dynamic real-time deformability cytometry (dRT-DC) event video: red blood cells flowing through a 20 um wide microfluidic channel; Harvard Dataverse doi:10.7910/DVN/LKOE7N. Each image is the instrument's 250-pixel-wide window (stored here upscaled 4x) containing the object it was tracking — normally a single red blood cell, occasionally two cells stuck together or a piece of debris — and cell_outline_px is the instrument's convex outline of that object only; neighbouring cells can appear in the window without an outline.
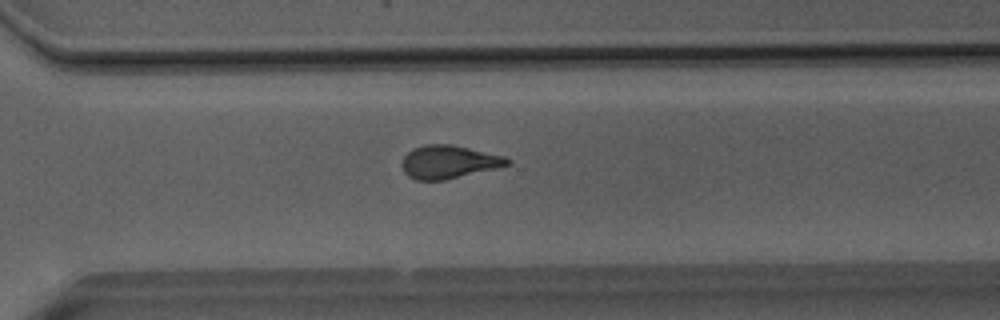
{"species": "Egyptian fruit bat (a non-hibernating species)", "species_latin": "Rousettus aegyptiacus", "temperature_condition": "room temperature", "stored_images_in_passage": 50, "camera_frame_rate_fps": 3000, "um_per_image_px": 0.085, "animal": {"sex": "male"}, "frame": {"image": 1, "passage_image": 36, "time_ms": 11.667, "image_size_px": [1000, 320], "cell_outline_px": [[512, 160], [508, 164], [496, 168], [444, 180], [416, 180], [408, 176], [404, 172], [400, 164], [404, 156], [412, 148], [424, 144], [452, 144], [504, 156]], "centroid_in_image_um": [38.09, 13.75], "position_along_channel_um": 332.5, "area_um2": 20.35}}
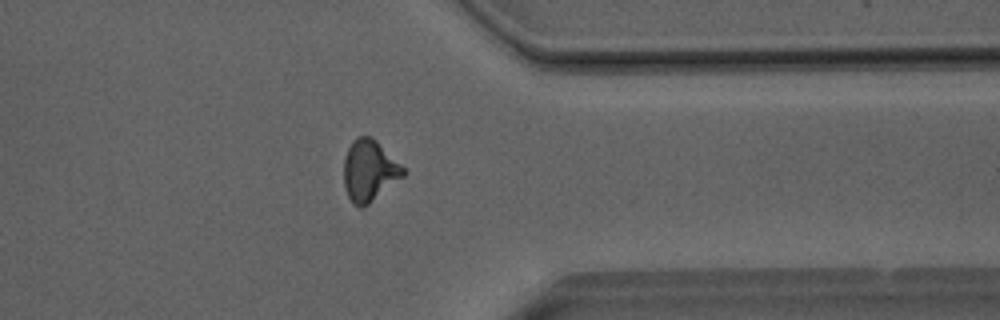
{"frame": {"image": 2, "passage_image": 40, "time_ms": 13.0, "image_size_px": [1000, 320], "cell_outline_px": [[404, 176], [364, 208], [360, 208], [352, 204], [348, 196], [344, 184], [344, 156], [352, 140], [356, 136], [372, 136], [404, 168]], "centroid_in_image_um": [31.37, 14.51], "position_along_channel_um": 380.0, "area_um2": 21.27}}
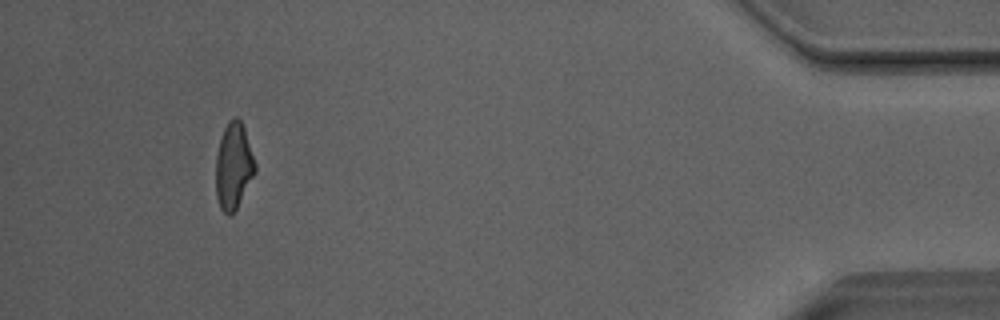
{"frame": {"image": 3, "passage_image": 47, "time_ms": 15.333, "image_size_px": [1000, 320], "cell_outline_px": [[256, 172], [236, 208], [228, 216], [220, 208], [216, 196], [216, 156], [220, 140], [224, 128], [228, 120], [232, 116], [236, 116], [240, 120], [244, 128], [256, 164]], "centroid_in_image_um": [19.85, 14.09], "position_along_channel_um": 415.4, "area_um2": 19.65}, "authors_computed_cell_mechanics": {"area_um2": 20.7213, "velocity_mm_per_s": 4.0726, "shape_relaxation_time_tau1_ms": null, "shape_relaxation_time_tau2_ms": 1.4989, "deformation_change_tau1": null, "deformation_change_tau2": 0.0874}}